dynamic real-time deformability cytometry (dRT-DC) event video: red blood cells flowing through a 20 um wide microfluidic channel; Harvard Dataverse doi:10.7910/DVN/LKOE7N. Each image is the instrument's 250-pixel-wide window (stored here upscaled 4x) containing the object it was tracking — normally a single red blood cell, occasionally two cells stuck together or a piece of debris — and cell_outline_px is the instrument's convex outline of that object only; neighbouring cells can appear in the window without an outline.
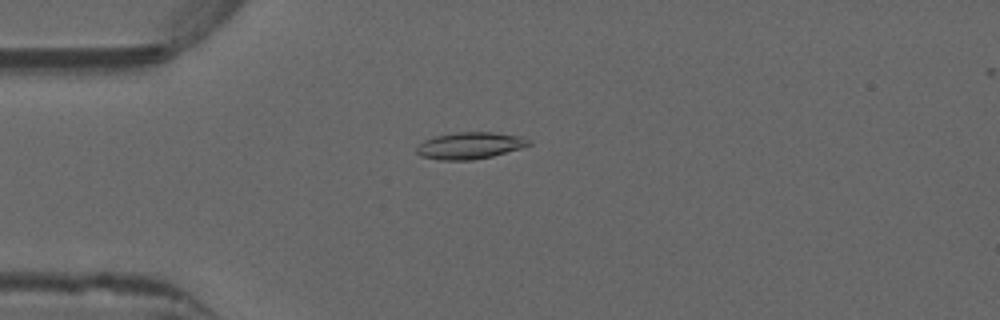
{"species": "common noctule bat (a hibernating species)", "species_latin": "Nyctalus noctula", "temperature_condition": "warm", "stored_images_in_passage": 52, "camera_frame_rate_fps": 3000, "um_per_image_px": 0.085, "animal": {"sex": "male", "forearm_length_mm": 52.5}, "frame": {"image": 1, "passage_image": 14, "time_ms": 4.333, "image_size_px": [1000, 320], "cell_outline_px": [[532, 144], [520, 148], [492, 156], [472, 160], [440, 160], [420, 156], [416, 152], [416, 148], [424, 140], [436, 136], [456, 132], [492, 132], [524, 136], [532, 140]], "centroid_in_image_um": [39.97, 12.37], "position_along_channel_um": 45.0, "area_um2": 17.57}}
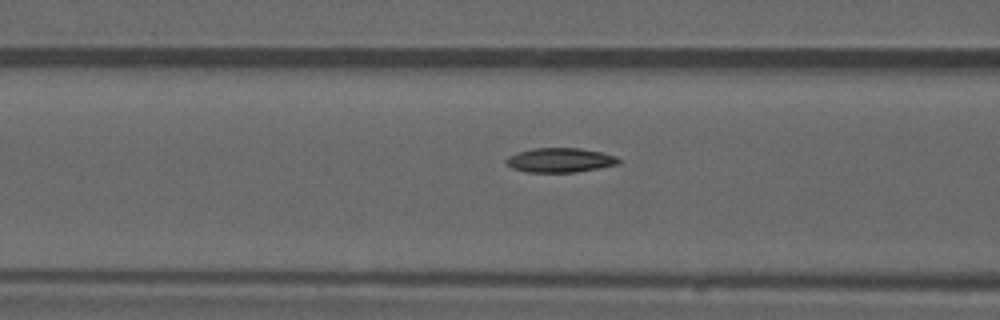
{"frame": {"image": 2, "passage_image": 21, "time_ms": 6.667, "image_size_px": [1000, 320], "cell_outline_px": [[620, 164], [576, 172], [524, 172], [512, 168], [504, 160], [508, 156], [516, 152], [532, 148], [580, 148], [604, 152], [616, 156], [620, 160]], "centroid_in_image_um": [47.6, 13.6], "position_along_channel_um": 119.0, "area_um2": 16.18}}
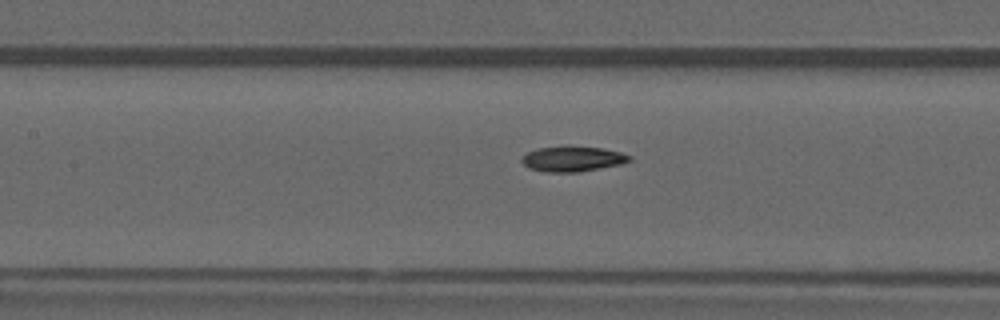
{"frame": {"image": 3, "passage_image": 24, "time_ms": 7.667, "image_size_px": [1000, 320], "cell_outline_px": [[632, 160], [620, 164], [580, 172], [544, 172], [528, 168], [520, 160], [528, 152], [536, 148], [564, 144], [568, 144], [604, 148], [620, 152], [632, 156]], "centroid_in_image_um": [48.66, 13.47], "position_along_channel_um": 158.7, "area_um2": 16.42}}